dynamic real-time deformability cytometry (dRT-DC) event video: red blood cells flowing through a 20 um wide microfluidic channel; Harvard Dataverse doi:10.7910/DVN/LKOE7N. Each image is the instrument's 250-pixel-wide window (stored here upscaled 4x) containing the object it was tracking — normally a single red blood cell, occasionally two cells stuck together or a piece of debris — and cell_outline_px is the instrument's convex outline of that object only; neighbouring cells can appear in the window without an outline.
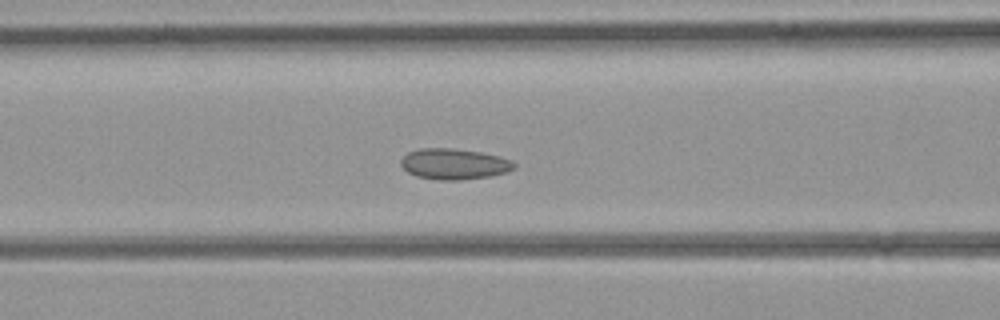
{"species": "common noctule bat (a hibernating species)", "species_latin": "Nyctalus noctula", "temperature_condition": "room temperature", "stored_images_in_passage": 45, "camera_frame_rate_fps": 3000, "um_per_image_px": 0.085, "animal": {"sex": "female", "body_mass_g": 21.9}, "frame": {"image": 1, "passage_image": 18, "time_ms": 5.667, "image_size_px": [1000, 320], "cell_outline_px": [[516, 168], [508, 172], [492, 176], [460, 180], [440, 180], [416, 176], [408, 172], [400, 164], [400, 160], [408, 152], [420, 148], [452, 148], [480, 152], [500, 156], [512, 160], [516, 164]], "centroid_in_image_um": [38.63, 13.94], "position_along_channel_um": 128.0, "area_um2": 20.52}}
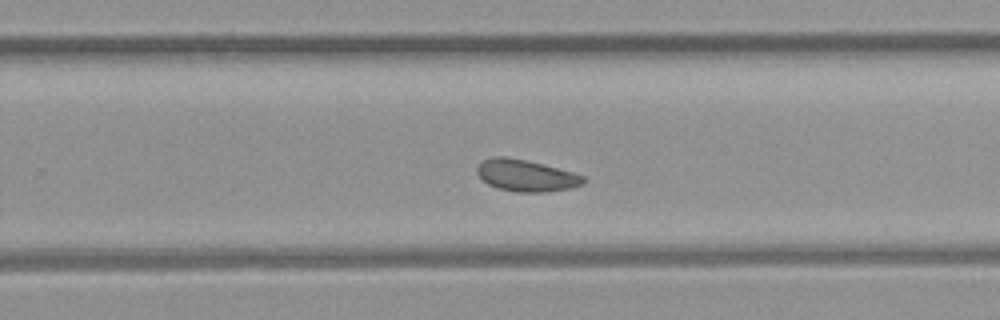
{"frame": {"image": 2, "passage_image": 28, "time_ms": 9.0, "image_size_px": [1000, 320], "cell_outline_px": [[588, 180], [584, 184], [572, 188], [548, 192], [516, 192], [496, 188], [488, 184], [476, 172], [476, 164], [480, 160], [492, 156], [504, 156], [544, 164], [572, 172], [584, 176]], "centroid_in_image_um": [44.71, 14.92], "position_along_channel_um": 285.1, "area_um2": 20.0}}
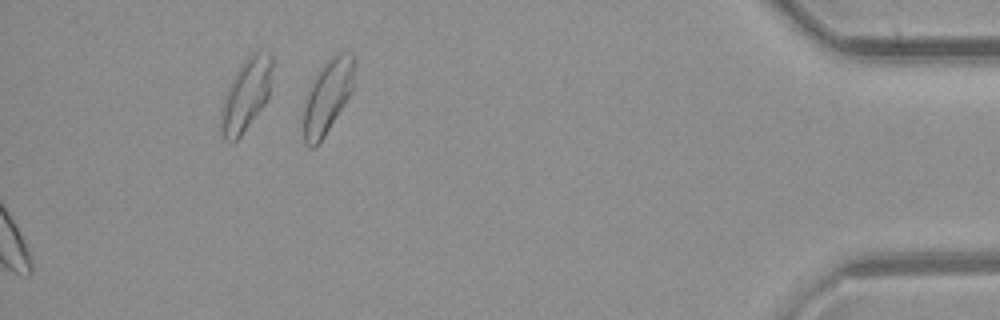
{"frame": {"image": 3, "passage_image": 45, "time_ms": 14.667, "image_size_px": [1000, 320], "cell_outline_px": [[356, 60], [352, 88], [344, 104], [324, 136], [312, 148], [308, 148], [304, 144], [304, 108], [308, 92], [312, 80], [316, 72], [336, 52], [344, 52], [352, 56]], "centroid_in_image_um": [27.83, 8.17], "position_along_channel_um": 407.4, "area_um2": 21.5}}